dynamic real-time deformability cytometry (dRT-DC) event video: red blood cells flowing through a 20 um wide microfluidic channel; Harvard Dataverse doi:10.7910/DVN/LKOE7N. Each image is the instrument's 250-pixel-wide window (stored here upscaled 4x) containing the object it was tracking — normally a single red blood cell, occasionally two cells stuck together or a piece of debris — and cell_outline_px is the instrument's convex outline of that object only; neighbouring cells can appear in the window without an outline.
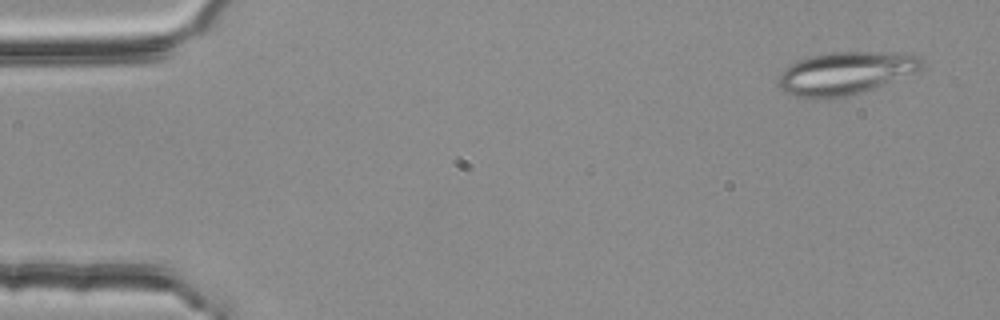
{"species": "common noctule bat (a hibernating species)", "species_latin": "Nyctalus noctula", "temperature_condition": "room temperature", "stored_images_in_passage": 54, "camera_frame_rate_fps": 3000, "um_per_image_px": 0.085, "animal": {"sex": "female", "body_mass_g": 25.1}, "frame": {"image": 1, "passage_image": 3, "time_ms": 0.667, "image_size_px": [1000, 320], "cell_outline_px": [[924, 64], [916, 72], [872, 88], [860, 92], [828, 100], [796, 96], [784, 92], [776, 84], [784, 68], [788, 64], [796, 60], [812, 56], [832, 52], [896, 52], [920, 56], [924, 60]], "centroid_in_image_um": [71.83, 6.21], "position_along_channel_um": 13.2, "area_um2": 35.78}}
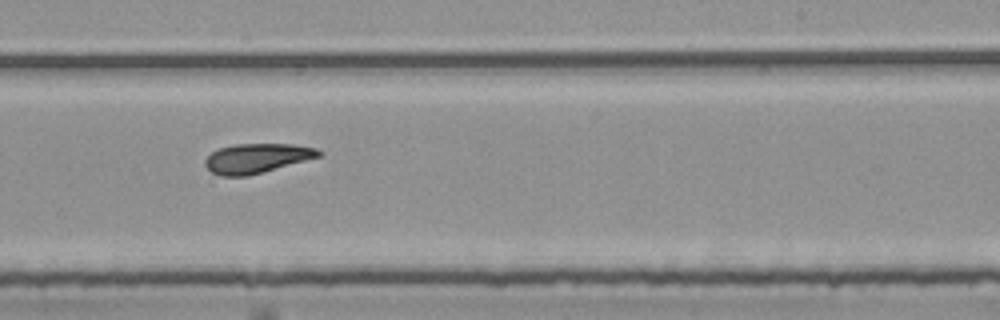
{"frame": {"image": 2, "passage_image": 33, "time_ms": 10.667, "image_size_px": [1000, 320], "cell_outline_px": [[324, 152], [320, 156], [264, 172], [248, 176], [220, 176], [212, 172], [204, 164], [204, 160], [212, 152], [220, 148], [236, 144], [292, 144], [316, 148]], "centroid_in_image_um": [21.83, 13.45], "position_along_channel_um": 267.2, "area_um2": 19.48}}
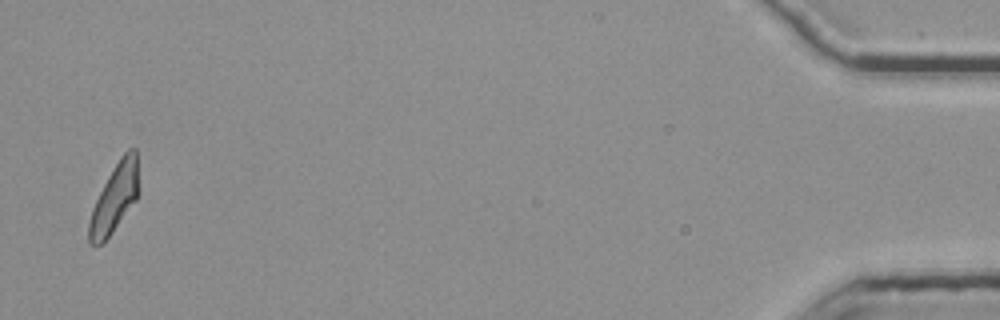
{"frame": {"image": 3, "passage_image": 53, "time_ms": 17.333, "image_size_px": [1000, 320], "cell_outline_px": [[136, 200], [112, 232], [100, 244], [88, 244], [88, 224], [92, 208], [108, 176], [120, 156], [128, 148], [136, 148]], "centroid_in_image_um": [9.69, 16.86], "position_along_channel_um": 425.5, "area_um2": 19.07}, "authors_computed_cell_mechanics": {"area_um2": 20.5768, "velocity_mm_per_s": 3.7689, "shape_relaxation_time_tau1_ms": null, "shape_relaxation_time_tau2_ms": 3.0262, "deformation_change_tau1": null, "deformation_change_tau2": 0.1106}}